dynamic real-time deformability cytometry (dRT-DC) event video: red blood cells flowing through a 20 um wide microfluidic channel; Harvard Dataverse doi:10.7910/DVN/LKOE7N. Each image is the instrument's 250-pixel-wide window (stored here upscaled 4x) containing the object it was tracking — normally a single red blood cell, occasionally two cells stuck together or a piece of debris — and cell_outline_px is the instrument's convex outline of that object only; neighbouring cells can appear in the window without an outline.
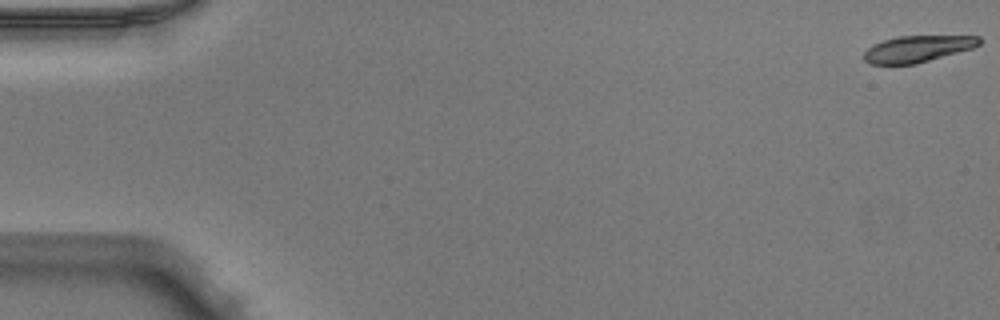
{"species": "Egyptian fruit bat (a non-hibernating species)", "species_latin": "Rousettus aegyptiacus", "temperature_condition": "warm", "stored_images_in_passage": 8, "camera_frame_rate_fps": 3000, "um_per_image_px": 0.085, "animal": {"sex": "male"}, "frame": {"image": 1, "passage_image": 1, "time_ms": 0.0, "image_size_px": [1000, 320], "cell_outline_px": [[980, 44], [972, 48], [916, 64], [868, 64], [864, 60], [864, 52], [872, 44], [896, 36], [980, 36]], "centroid_in_image_um": [77.95, 4.15], "position_along_channel_um": 7.0, "area_um2": 17.74}}